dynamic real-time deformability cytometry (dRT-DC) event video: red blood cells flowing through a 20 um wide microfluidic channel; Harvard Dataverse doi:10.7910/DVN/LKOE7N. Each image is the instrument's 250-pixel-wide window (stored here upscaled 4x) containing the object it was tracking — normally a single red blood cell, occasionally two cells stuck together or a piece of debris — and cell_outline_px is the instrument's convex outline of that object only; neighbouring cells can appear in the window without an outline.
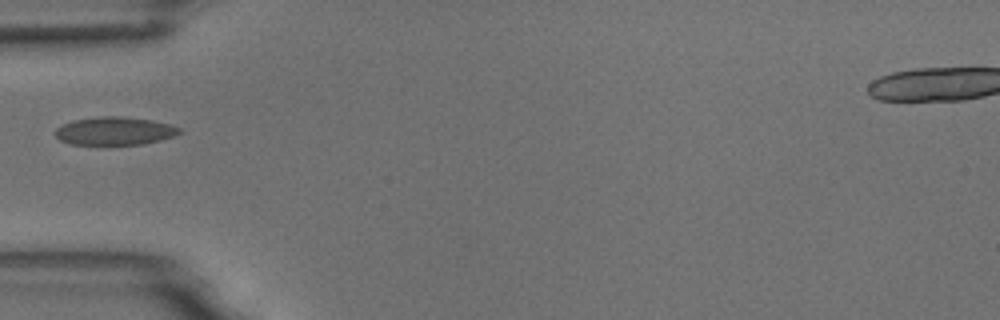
{"species": "common noctule bat (a hibernating species)", "species_latin": "Nyctalus noctula", "temperature_condition": "room temperature", "stored_images_in_passage": 2, "camera_frame_rate_fps": 3000, "um_per_image_px": 0.085, "animal": {"sex": "male", "body_mass_g": 18.8}, "frame": {"image": 1, "passage_image": 1, "time_ms": 0.0, "image_size_px": [1000, 320], "cell_outline_px": [[184, 132], [160, 140], [144, 144], [72, 144], [60, 140], [56, 136], [56, 128], [72, 120], [100, 116], [120, 116], [152, 120], [172, 124], [180, 128]], "centroid_in_image_um": [9.79, 11.12], "position_along_channel_um": 75.2, "area_um2": 20.29}}